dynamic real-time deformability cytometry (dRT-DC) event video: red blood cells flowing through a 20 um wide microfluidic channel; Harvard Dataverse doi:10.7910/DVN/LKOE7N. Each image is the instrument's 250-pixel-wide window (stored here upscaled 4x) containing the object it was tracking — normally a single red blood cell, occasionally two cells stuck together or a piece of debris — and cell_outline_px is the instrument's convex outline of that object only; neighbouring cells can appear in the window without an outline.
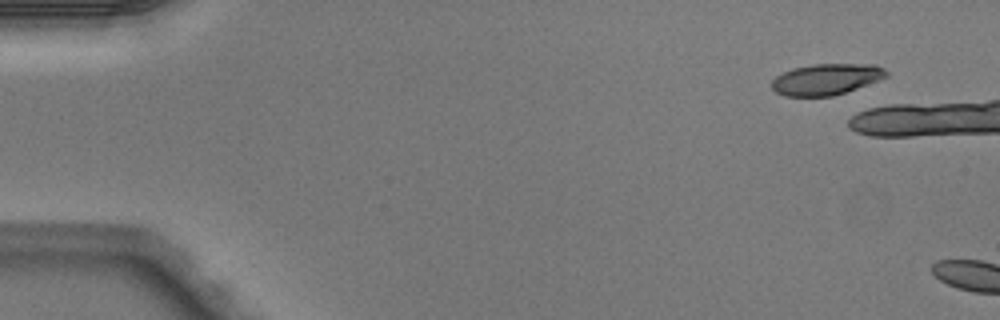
{"species": "Egyptian fruit bat (a non-hibernating species)", "species_latin": "Rousettus aegyptiacus", "temperature_condition": "warm", "stored_images_in_passage": 2, "camera_frame_rate_fps": 3000, "um_per_image_px": 0.085, "animal": {"sex": "male"}, "frame": {"image": 1, "passage_image": 1, "time_ms": 0.0, "image_size_px": [1000, 320], "cell_outline_px": [[888, 76], [856, 88], [832, 96], [784, 96], [776, 92], [772, 88], [772, 80], [776, 76], [792, 68], [812, 64], [876, 64], [884, 68], [888, 72]], "centroid_in_image_um": [70.22, 6.72], "position_along_channel_um": 14.8, "area_um2": 20.69}}